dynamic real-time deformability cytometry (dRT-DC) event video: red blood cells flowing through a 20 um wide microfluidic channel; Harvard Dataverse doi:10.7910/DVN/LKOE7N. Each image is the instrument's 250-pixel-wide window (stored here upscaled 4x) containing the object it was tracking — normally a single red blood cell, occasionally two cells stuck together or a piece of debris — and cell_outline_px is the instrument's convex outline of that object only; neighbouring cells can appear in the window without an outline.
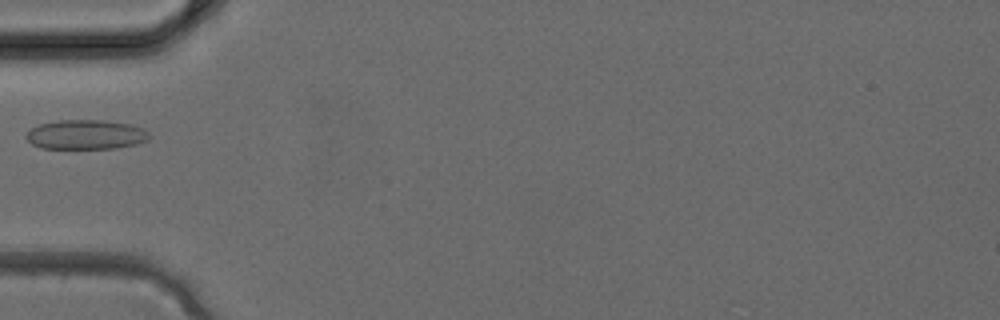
{"species": "common noctule bat (a hibernating species)", "species_latin": "Nyctalus noctula", "temperature_condition": "cold", "stored_images_in_passage": 2, "camera_frame_rate_fps": 3000, "um_per_image_px": 0.085, "animal": {"sex": "female", "body_mass_g": 24.6, "forearm_length_mm": 56.2}, "frame": {"image": 1, "passage_image": 2, "time_ms": 0.333, "image_size_px": [1000, 320], "cell_outline_px": [[152, 136], [148, 140], [136, 144], [116, 148], [40, 148], [32, 144], [24, 136], [32, 128], [40, 124], [60, 120], [100, 120], [128, 124], [144, 128]], "centroid_in_image_um": [7.32, 11.44], "position_along_channel_um": 77.7, "area_um2": 21.1}}